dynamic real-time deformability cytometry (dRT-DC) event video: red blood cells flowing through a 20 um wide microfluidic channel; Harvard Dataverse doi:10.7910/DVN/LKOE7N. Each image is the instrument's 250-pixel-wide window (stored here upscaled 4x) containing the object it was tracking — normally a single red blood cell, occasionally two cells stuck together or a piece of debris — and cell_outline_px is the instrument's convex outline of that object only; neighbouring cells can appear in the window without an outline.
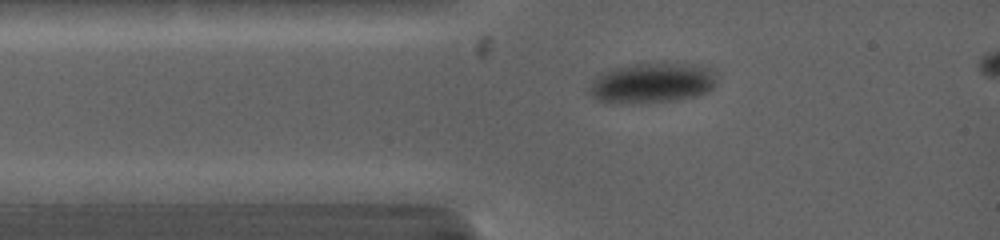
{"species": "common noctule bat (a hibernating species)", "species_latin": "Nyctalus noctula", "temperature_condition": "warm", "stored_images_in_passage": 6, "camera_frame_rate_fps": 5000, "um_per_image_px": 0.085, "animal": {"sex": "female", "body_mass_g": 19.0, "forearm_length_mm": 53.3}, "frame": {"image": 1, "passage_image": 2, "time_ms": 1.0, "image_size_px": [1000, 240], "cell_outline_px": [[716, 84], [708, 92], [696, 96], [672, 100], [632, 104], [596, 100], [584, 88], [596, 76], [604, 72], [616, 68], [636, 64], [664, 60], [700, 64], [708, 68], [716, 80]], "centroid_in_image_um": [55.4, 7.02], "position_along_channel_um": 29.6, "area_um2": 30.63}}